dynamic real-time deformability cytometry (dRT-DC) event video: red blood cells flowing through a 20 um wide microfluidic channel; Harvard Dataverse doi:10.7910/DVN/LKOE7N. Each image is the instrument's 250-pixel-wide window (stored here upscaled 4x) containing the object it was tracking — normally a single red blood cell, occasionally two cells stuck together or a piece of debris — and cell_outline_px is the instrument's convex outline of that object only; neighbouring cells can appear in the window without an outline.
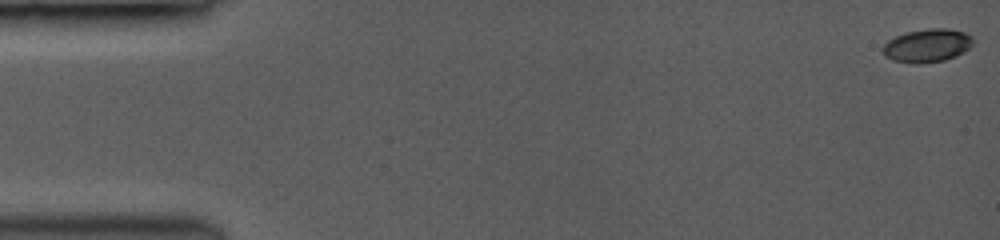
{"species": "common noctule bat (a hibernating species)", "species_latin": "Nyctalus noctula", "temperature_condition": "room temperature", "stored_images_in_passage": 22, "camera_frame_rate_fps": 3500, "um_per_image_px": 0.085, "animal": {"sex": "female", "body_mass_g": 19.0, "forearm_length_mm": 53.3}, "frame": {"image": 1, "passage_image": 1, "time_ms": 0.0, "image_size_px": [1000, 240], "cell_outline_px": [[972, 44], [968, 48], [944, 60], [896, 60], [888, 56], [884, 52], [884, 44], [888, 40], [896, 36], [908, 32], [932, 28], [944, 28], [964, 32], [972, 40]], "centroid_in_image_um": [78.83, 3.8], "position_along_channel_um": 6.2, "area_um2": 16.01}}
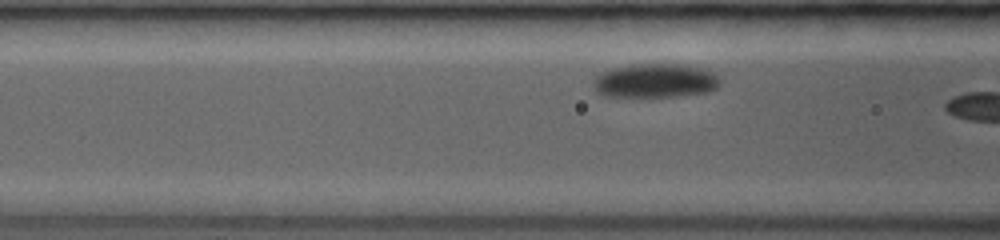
{"frame": {"image": 2, "passage_image": 21, "time_ms": 5.714, "image_size_px": [1000, 240], "cell_outline_px": [[720, 84], [716, 88], [704, 92], [672, 96], [616, 96], [600, 92], [592, 84], [596, 76], [600, 72], [612, 68], [632, 64], [684, 64], [700, 68], [712, 72], [720, 80]], "centroid_in_image_um": [55.7, 6.83], "position_along_channel_um": 110.9, "area_um2": 24.62}}